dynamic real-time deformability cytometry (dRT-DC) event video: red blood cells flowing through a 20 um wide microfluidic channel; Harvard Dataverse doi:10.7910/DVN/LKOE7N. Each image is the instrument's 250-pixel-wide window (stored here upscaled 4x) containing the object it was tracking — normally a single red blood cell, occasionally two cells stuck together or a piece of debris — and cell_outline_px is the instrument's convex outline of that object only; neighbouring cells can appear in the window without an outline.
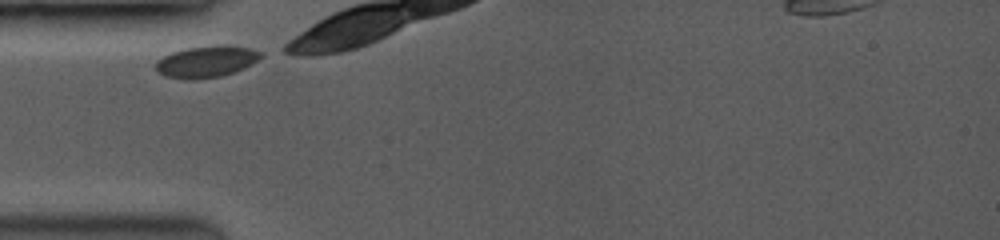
{"species": "common noctule bat (a hibernating species)", "species_latin": "Nyctalus noctula", "temperature_condition": "room temperature", "stored_images_in_passage": 11, "camera_frame_rate_fps": 3500, "um_per_image_px": 0.085, "animal": {"sex": "female", "body_mass_g": 19.0, "forearm_length_mm": 53.3}, "frame": {"image": 1, "passage_image": 1, "time_ms": 0.0, "image_size_px": [1000, 240], "cell_outline_px": [[264, 56], [244, 68], [220, 76], [188, 80], [164, 76], [156, 72], [156, 60], [172, 52], [188, 48], [216, 44], [224, 44], [248, 48], [264, 52]], "centroid_in_image_um": [17.54, 5.22], "position_along_channel_um": 67.5, "area_um2": 19.42}}